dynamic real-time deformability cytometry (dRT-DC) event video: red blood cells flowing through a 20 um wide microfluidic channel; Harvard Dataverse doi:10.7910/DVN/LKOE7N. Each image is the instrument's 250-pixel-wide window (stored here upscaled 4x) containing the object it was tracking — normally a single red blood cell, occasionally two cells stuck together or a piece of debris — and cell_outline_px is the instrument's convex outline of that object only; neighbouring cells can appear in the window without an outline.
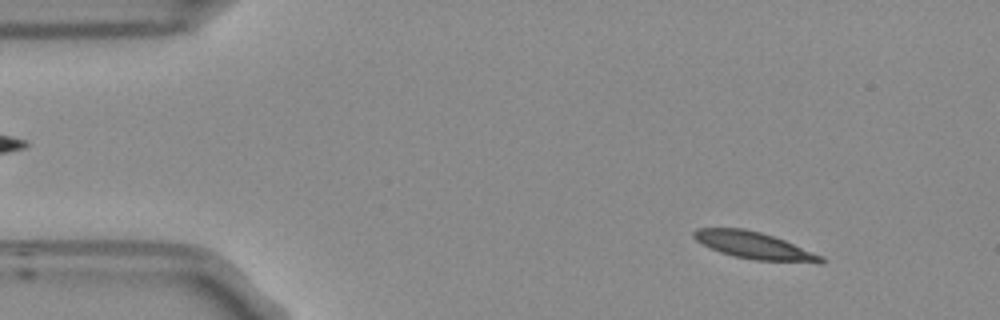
{"species": "Egyptian fruit bat (a non-hibernating species)", "species_latin": "Rousettus aegyptiacus", "temperature_condition": "room temperature", "stored_images_in_passage": 54, "camera_frame_rate_fps": 3000, "um_per_image_px": 0.085, "frame": {"image": 1, "passage_image": 6, "time_ms": 1.667, "image_size_px": [1000, 320], "cell_outline_px": [[824, 260], [820, 264], [756, 260], [732, 256], [720, 252], [696, 240], [692, 236], [692, 232], [696, 228], [744, 228], [760, 232], [784, 240], [824, 256]], "centroid_in_image_um": [64.14, 20.88], "position_along_channel_um": 20.9, "area_um2": 20.11}}
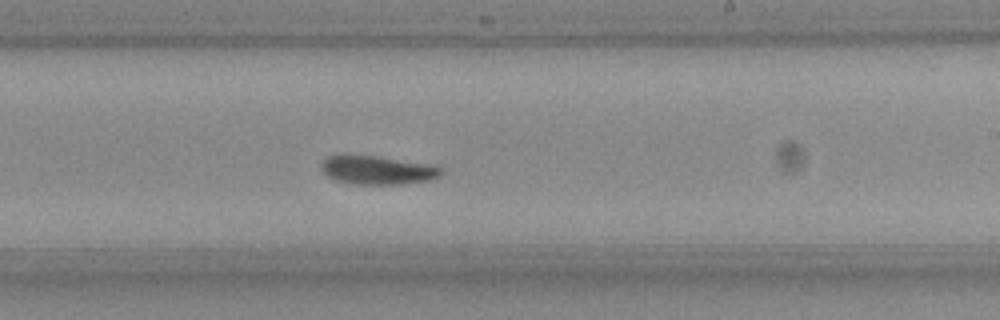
{"frame": {"image": 2, "passage_image": 31, "time_ms": 10.0, "image_size_px": [1000, 320], "cell_outline_px": [[444, 172], [440, 176], [432, 180], [404, 184], [352, 184], [336, 180], [328, 176], [320, 168], [320, 164], [328, 156], [380, 156], [428, 164], [444, 168]], "centroid_in_image_um": [32.15, 14.47], "position_along_channel_um": 256.9, "area_um2": 20.0}}
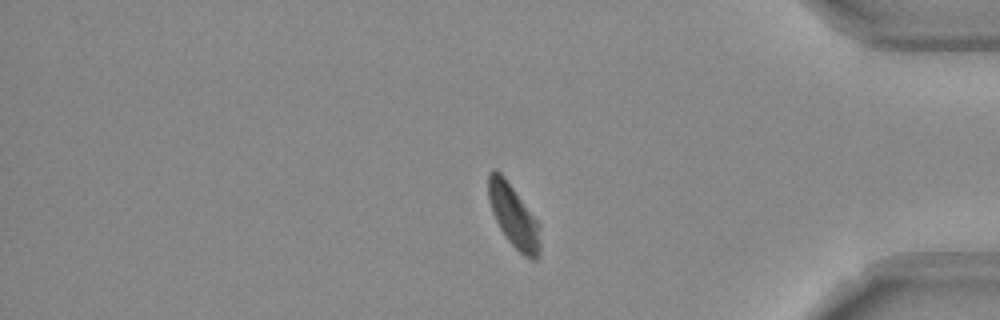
{"frame": {"image": 3, "passage_image": 44, "time_ms": 14.333, "image_size_px": [1000, 320], "cell_outline_px": [[540, 256], [536, 260], [532, 260], [524, 256], [508, 240], [500, 228], [492, 212], [488, 196], [488, 172], [492, 168], [496, 168], [504, 176], [540, 224]], "centroid_in_image_um": [43.66, 18.36], "position_along_channel_um": 391.5, "area_um2": 18.96}, "authors_computed_cell_mechanics": {"area_um2": 20.1433, "velocity_mm_per_s": 3.7638, "shape_relaxation_time_tau1_ms": 6.0485, "shape_relaxation_time_tau2_ms": 2.362, "deformation_change_tau1": 0.1783, "deformation_change_tau2": 0.055}}